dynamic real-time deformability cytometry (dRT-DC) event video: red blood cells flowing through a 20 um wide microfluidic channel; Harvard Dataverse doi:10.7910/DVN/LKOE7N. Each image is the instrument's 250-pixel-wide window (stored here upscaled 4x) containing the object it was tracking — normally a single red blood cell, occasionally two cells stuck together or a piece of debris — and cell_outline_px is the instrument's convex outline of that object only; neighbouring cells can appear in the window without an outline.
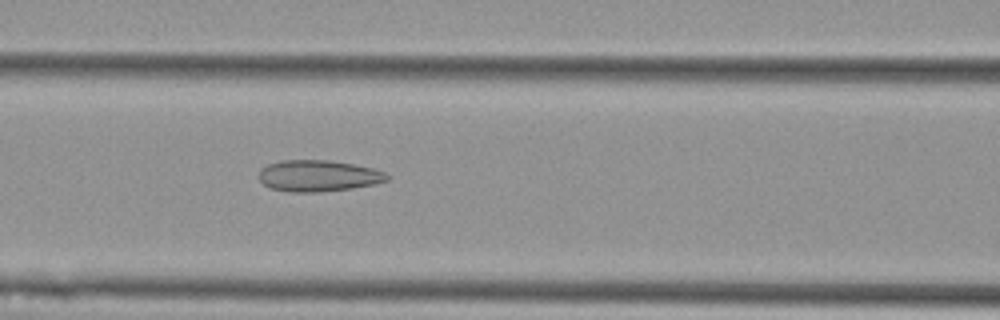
{"species": "Egyptian fruit bat (a non-hibernating species)", "species_latin": "Rousettus aegyptiacus", "temperature_condition": "cold", "stored_images_in_passage": 15, "camera_frame_rate_fps": 3000, "um_per_image_px": 0.085, "animal": {"sex": "female"}, "frame": {"image": 1, "passage_image": 8, "time_ms": 2.333, "image_size_px": [1000, 320], "cell_outline_px": [[388, 180], [372, 184], [352, 188], [320, 192], [288, 192], [272, 188], [264, 184], [260, 180], [260, 168], [268, 164], [280, 160], [328, 160], [352, 164], [372, 168], [384, 172], [388, 176]], "centroid_in_image_um": [27.02, 14.94], "position_along_channel_um": 139.6, "area_um2": 23.24}}
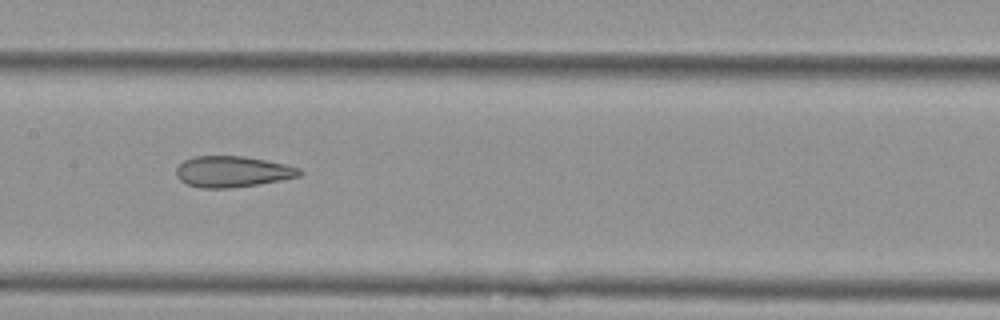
{"frame": {"image": 2, "passage_image": 12, "time_ms": 3.667, "image_size_px": [1000, 320], "cell_outline_px": [[304, 172], [300, 176], [280, 180], [256, 184], [228, 188], [200, 188], [188, 184], [180, 180], [176, 176], [176, 168], [184, 160], [196, 156], [244, 156], [284, 164], [300, 168]], "centroid_in_image_um": [19.75, 14.58], "position_along_channel_um": 187.7, "area_um2": 22.14}}
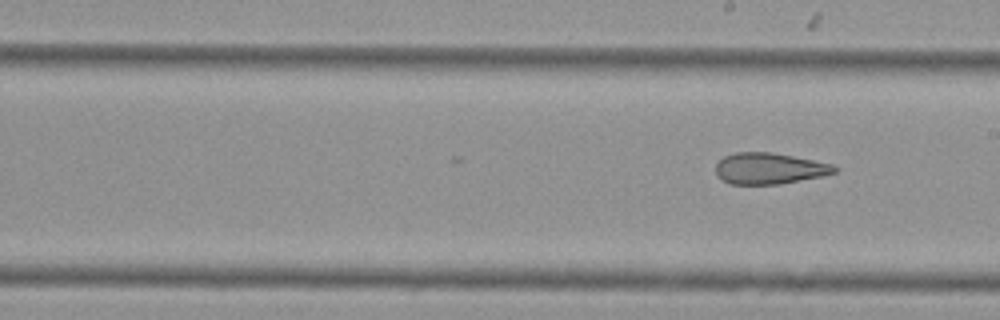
{"frame": {"image": 3, "passage_image": 15, "time_ms": 4.667, "image_size_px": [1000, 320], "cell_outline_px": [[840, 168], [836, 172], [820, 176], [780, 184], [732, 184], [720, 180], [716, 176], [716, 164], [724, 156], [736, 152], [772, 152], [832, 164]], "centroid_in_image_um": [65.36, 14.32], "position_along_channel_um": 223.6, "area_um2": 21.56}}